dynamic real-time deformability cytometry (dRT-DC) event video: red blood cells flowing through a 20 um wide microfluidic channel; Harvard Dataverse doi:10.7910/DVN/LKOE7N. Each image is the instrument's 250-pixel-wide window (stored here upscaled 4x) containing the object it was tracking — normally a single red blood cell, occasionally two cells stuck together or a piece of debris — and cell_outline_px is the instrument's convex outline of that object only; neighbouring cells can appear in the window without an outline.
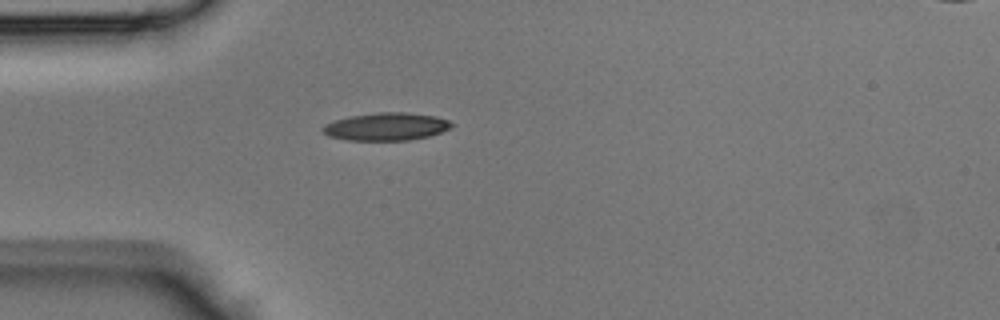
{"species": "Egyptian fruit bat (a non-hibernating species)", "species_latin": "Rousettus aegyptiacus", "temperature_condition": "room temperature", "stored_images_in_passage": 33, "camera_frame_rate_fps": 3000, "um_per_image_px": 0.085, "animal": {"sex": "male"}, "frame": {"image": 1, "passage_image": 1, "time_ms": 0.0, "image_size_px": [1000, 320], "cell_outline_px": [[452, 128], [428, 136], [408, 140], [348, 140], [328, 136], [320, 128], [324, 124], [336, 120], [352, 116], [380, 112], [408, 112], [436, 116], [448, 120], [452, 124]], "centroid_in_image_um": [32.83, 10.76], "position_along_channel_um": 52.2, "area_um2": 20.69}}
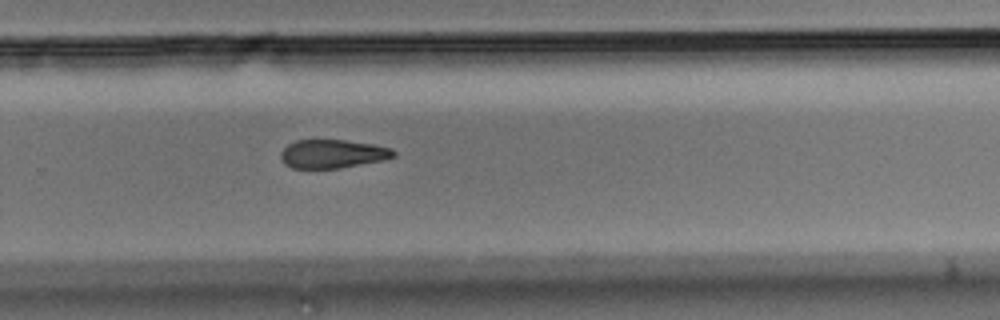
{"frame": {"image": 2, "passage_image": 18, "time_ms": 5.667, "image_size_px": [1000, 320], "cell_outline_px": [[396, 156], [380, 160], [340, 168], [292, 168], [284, 164], [280, 160], [280, 152], [288, 144], [296, 140], [344, 140], [372, 144], [392, 148], [396, 152]], "centroid_in_image_um": [28.23, 13.07], "position_along_channel_um": 301.6, "area_um2": 18.73}}
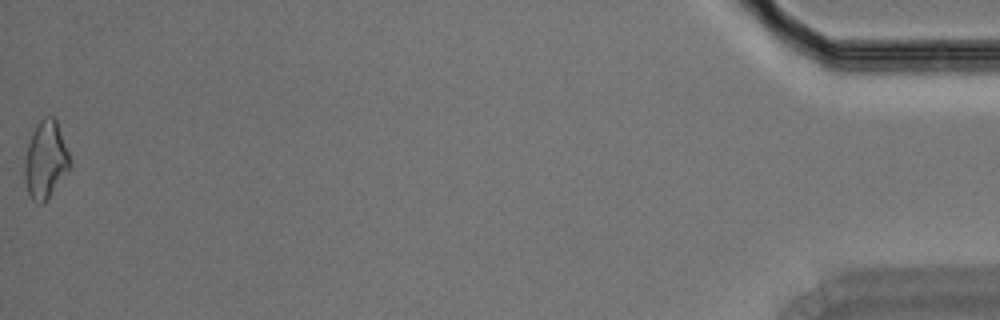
{"frame": {"image": 3, "passage_image": 33, "time_ms": 10.667, "image_size_px": [1000, 320], "cell_outline_px": [[72, 164], [48, 200], [40, 204], [36, 204], [28, 196], [24, 180], [24, 156], [32, 132], [40, 120], [44, 116], [52, 116], [56, 120], [68, 152]], "centroid_in_image_um": [3.85, 13.64], "position_along_channel_um": 431.4, "area_um2": 20.63}}